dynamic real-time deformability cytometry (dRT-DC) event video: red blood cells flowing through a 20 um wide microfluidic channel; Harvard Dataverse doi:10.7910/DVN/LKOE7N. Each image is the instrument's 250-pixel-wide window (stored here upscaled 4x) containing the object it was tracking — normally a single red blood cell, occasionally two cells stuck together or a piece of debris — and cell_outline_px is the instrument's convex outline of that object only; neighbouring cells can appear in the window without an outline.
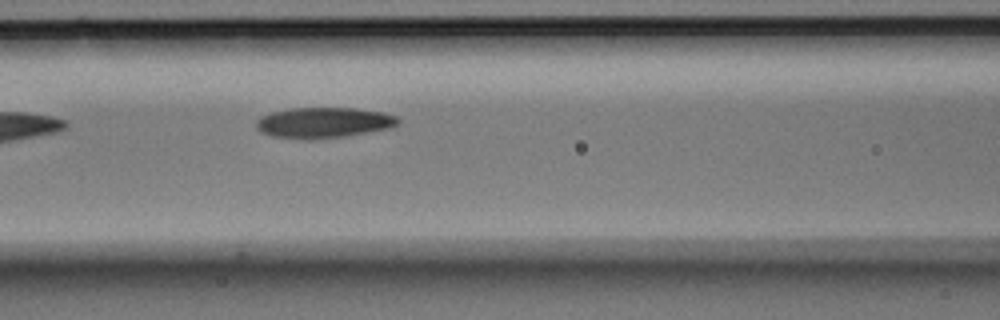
{"species": "Egyptian fruit bat (a non-hibernating species)", "species_latin": "Rousettus aegyptiacus", "temperature_condition": "room temperature", "stored_images_in_passage": 5, "camera_frame_rate_fps": 3000, "um_per_image_px": 0.085, "animal": {"sex": "male"}, "frame": {"image": 1, "passage_image": 5, "time_ms": 1.333, "image_size_px": [1000, 320], "cell_outline_px": [[400, 120], [392, 128], [344, 136], [308, 140], [272, 136], [260, 132], [256, 128], [256, 120], [260, 116], [272, 112], [288, 108], [356, 108], [384, 112], [396, 116]], "centroid_in_image_um": [27.48, 10.42], "position_along_channel_um": 139.1, "area_um2": 25.49}}